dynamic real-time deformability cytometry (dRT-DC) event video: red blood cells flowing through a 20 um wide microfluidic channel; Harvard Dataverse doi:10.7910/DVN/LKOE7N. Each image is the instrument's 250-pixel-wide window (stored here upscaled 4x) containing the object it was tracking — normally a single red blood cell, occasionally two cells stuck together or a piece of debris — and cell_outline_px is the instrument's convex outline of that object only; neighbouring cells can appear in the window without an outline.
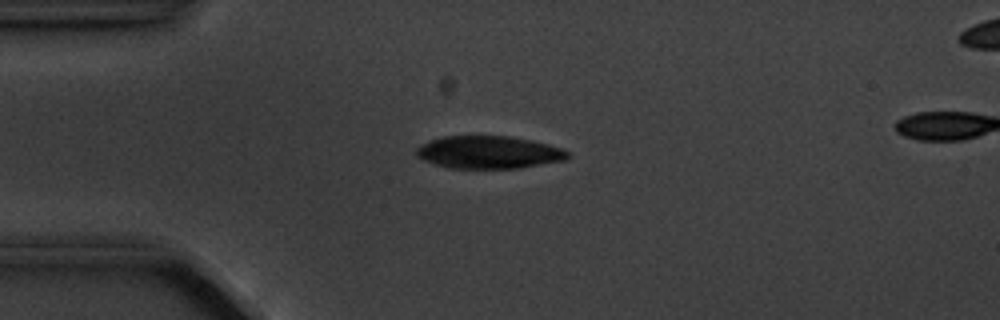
{"species": "common noctule bat (a hibernating species)", "species_latin": "Nyctalus noctula", "temperature_condition": "cold", "stored_images_in_passage": 3, "camera_frame_rate_fps": 3000, "um_per_image_px": 0.085, "animal": {"sex": "male", "body_mass_g": 20.1, "forearm_length_mm": 53.5}, "frame": {"image": 1, "passage_image": 2, "time_ms": 1.0, "image_size_px": [1000, 320], "cell_outline_px": [[572, 156], [568, 160], [516, 168], [448, 168], [424, 160], [416, 156], [416, 148], [432, 140], [444, 136], [508, 136], [532, 140], [564, 148]], "centroid_in_image_um": [41.61, 12.95], "position_along_channel_um": 43.4, "area_um2": 28.78}}